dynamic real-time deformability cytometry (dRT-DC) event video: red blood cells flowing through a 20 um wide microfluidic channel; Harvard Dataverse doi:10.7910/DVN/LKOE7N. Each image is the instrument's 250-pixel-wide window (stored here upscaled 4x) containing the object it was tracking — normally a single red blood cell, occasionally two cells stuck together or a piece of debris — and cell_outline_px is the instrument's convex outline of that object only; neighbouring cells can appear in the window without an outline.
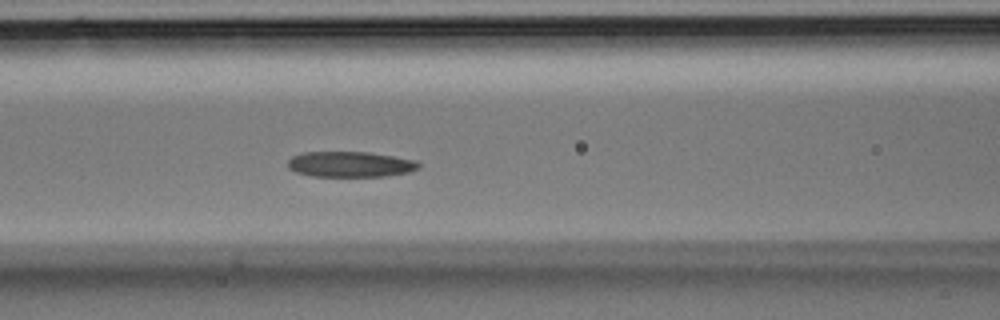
{"species": "Egyptian fruit bat (a non-hibernating species)", "species_latin": "Rousettus aegyptiacus", "temperature_condition": "room temperature", "stored_images_in_passage": 35, "camera_frame_rate_fps": 3000, "um_per_image_px": 0.085, "animal": {"sex": "male"}, "frame": {"image": 1, "passage_image": 14, "time_ms": 4.333, "image_size_px": [1000, 320], "cell_outline_px": [[420, 168], [408, 172], [384, 176], [312, 176], [296, 172], [288, 168], [288, 160], [292, 156], [300, 152], [368, 152], [416, 160], [420, 164]], "centroid_in_image_um": [29.75, 13.96], "position_along_channel_um": 136.9, "area_um2": 19.48}}
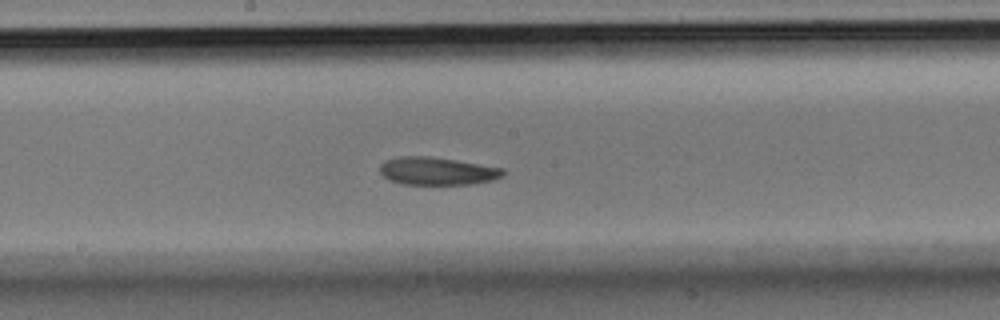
{"frame": {"image": 2, "passage_image": 18, "time_ms": 5.667, "image_size_px": [1000, 320], "cell_outline_px": [[504, 176], [492, 180], [472, 184], [400, 184], [388, 180], [380, 172], [380, 164], [384, 160], [400, 156], [432, 156], [504, 168]], "centroid_in_image_um": [37.14, 14.53], "position_along_channel_um": 211.1, "area_um2": 20.11}}
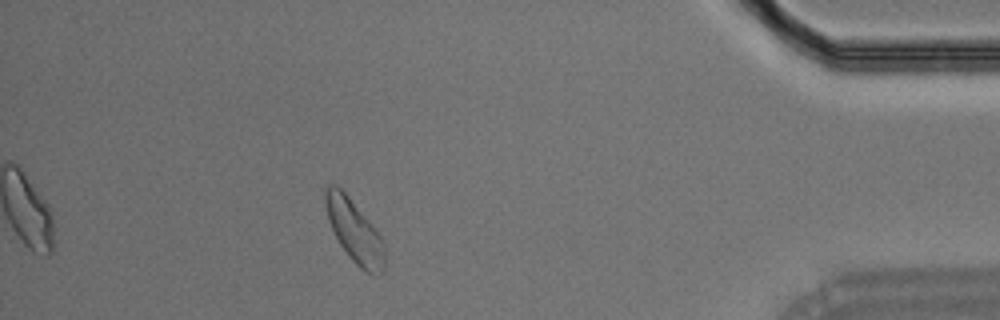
{"frame": {"image": 3, "passage_image": 31, "time_ms": 10.0, "image_size_px": [1000, 320], "cell_outline_px": [[384, 272], [364, 272], [348, 256], [340, 244], [328, 220], [324, 204], [324, 188], [328, 184], [336, 184], [348, 196], [372, 224], [380, 236], [384, 244]], "centroid_in_image_um": [30.09, 19.6], "position_along_channel_um": 405.1, "area_um2": 21.39}}